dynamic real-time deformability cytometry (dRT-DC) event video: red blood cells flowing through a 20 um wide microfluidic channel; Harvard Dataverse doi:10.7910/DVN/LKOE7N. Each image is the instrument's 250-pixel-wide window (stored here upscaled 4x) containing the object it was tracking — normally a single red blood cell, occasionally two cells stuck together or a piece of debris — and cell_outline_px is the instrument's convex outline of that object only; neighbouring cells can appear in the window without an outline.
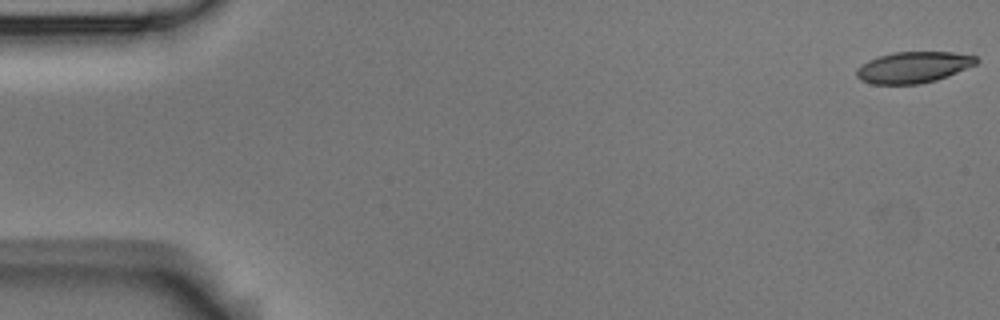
{"species": "Egyptian fruit bat (a non-hibernating species)", "species_latin": "Rousettus aegyptiacus", "temperature_condition": "room temperature", "stored_images_in_passage": 4, "camera_frame_rate_fps": 3000, "um_per_image_px": 0.085, "animal": {"sex": "male"}, "frame": {"image": 1, "passage_image": 1, "time_ms": 0.0, "image_size_px": [1000, 320], "cell_outline_px": [[980, 60], [976, 64], [948, 76], [936, 80], [920, 84], [872, 84], [860, 80], [856, 76], [856, 68], [868, 60], [892, 52], [952, 52], [976, 56]], "centroid_in_image_um": [77.62, 5.72], "position_along_channel_um": 7.4, "area_um2": 21.85}}
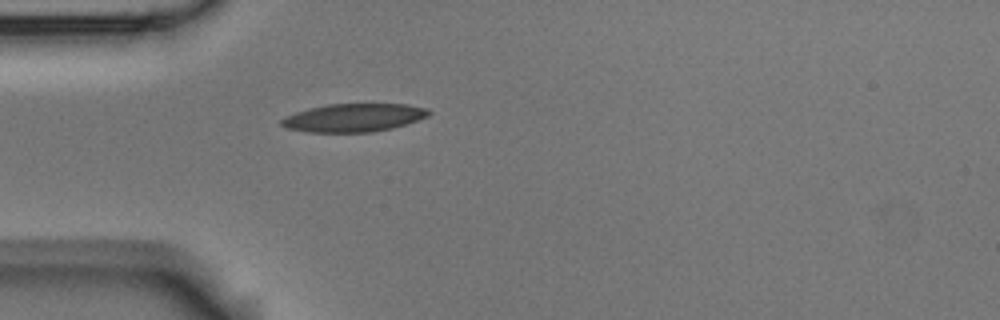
{"frame": {"image": 2, "passage_image": 4, "time_ms": 1.0, "image_size_px": [1000, 320], "cell_outline_px": [[432, 112], [428, 116], [392, 128], [372, 132], [308, 132], [288, 128], [280, 124], [280, 120], [284, 116], [308, 108], [328, 104], [408, 104], [428, 108]], "centroid_in_image_um": [30.06, 9.99], "position_along_channel_um": 54.9, "area_um2": 24.16}}